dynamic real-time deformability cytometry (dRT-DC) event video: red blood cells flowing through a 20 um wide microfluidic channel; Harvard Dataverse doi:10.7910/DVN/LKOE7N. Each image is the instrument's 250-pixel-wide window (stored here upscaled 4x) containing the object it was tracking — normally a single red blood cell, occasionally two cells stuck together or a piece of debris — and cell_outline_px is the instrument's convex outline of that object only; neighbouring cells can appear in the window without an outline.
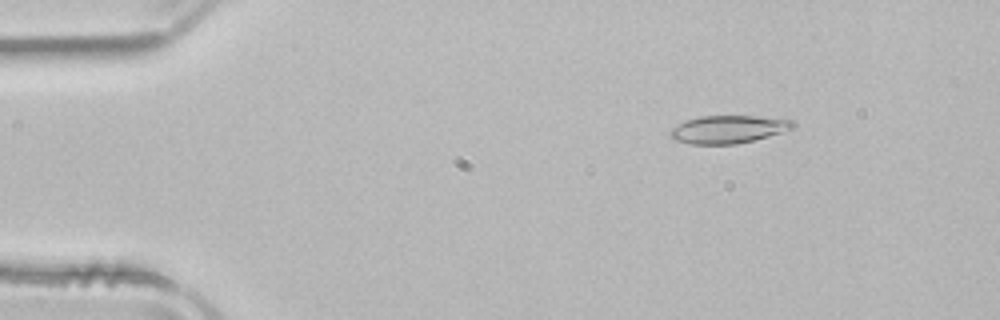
{"species": "common noctule bat (a hibernating species)", "species_latin": "Nyctalus noctula", "temperature_condition": "room temperature", "stored_images_in_passage": 28, "camera_frame_rate_fps": 3000, "um_per_image_px": 0.085, "animal": {"sex": "male", "body_mass_g": 21.5, "forearm_length_mm": 52.0}, "frame": {"image": 1, "passage_image": 7, "time_ms": 2.0, "image_size_px": [1000, 320], "cell_outline_px": [[796, 128], [768, 136], [736, 144], [692, 144], [676, 140], [668, 132], [672, 128], [684, 120], [700, 116], [756, 116], [792, 120], [796, 124]], "centroid_in_image_um": [61.91, 10.98], "position_along_channel_um": 23.1, "area_um2": 19.83}}
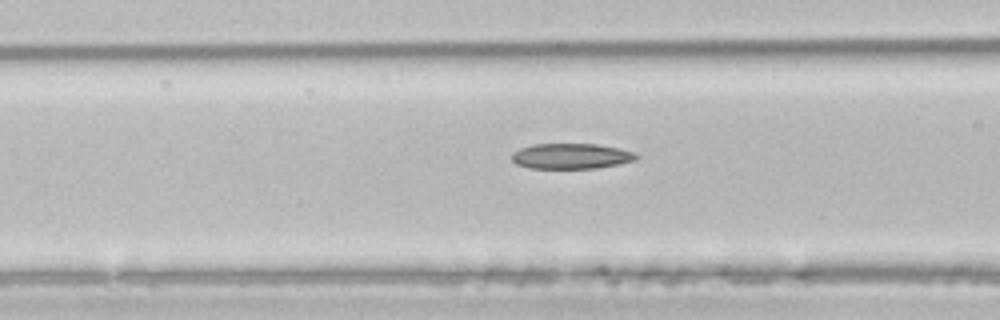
{"frame": {"image": 2, "passage_image": 20, "time_ms": 6.333, "image_size_px": [1000, 320], "cell_outline_px": [[640, 156], [636, 160], [620, 164], [596, 168], [528, 168], [516, 164], [512, 160], [512, 152], [520, 148], [532, 144], [596, 144], [620, 148], [636, 152]], "centroid_in_image_um": [48.58, 13.27], "position_along_channel_um": 118.0, "area_um2": 18.67}}
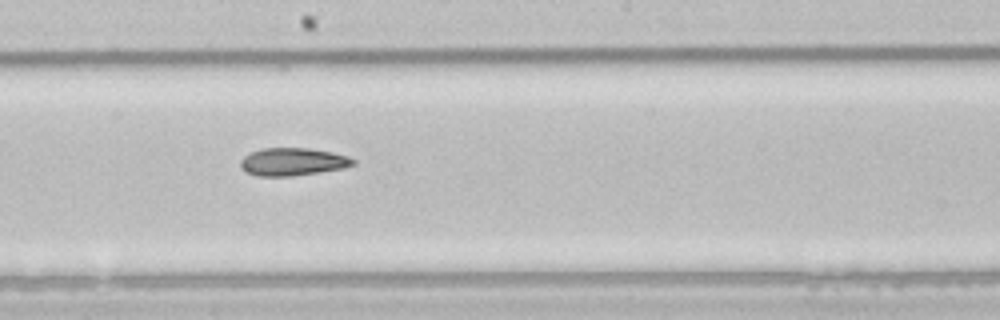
{"frame": {"image": 3, "passage_image": 28, "time_ms": 9.0, "image_size_px": [1000, 320], "cell_outline_px": [[356, 164], [344, 168], [292, 176], [256, 176], [240, 168], [240, 160], [244, 156], [252, 152], [264, 148], [308, 148], [332, 152], [348, 156], [356, 160]], "centroid_in_image_um": [24.89, 13.75], "position_along_channel_um": 223.3, "area_um2": 18.21}}